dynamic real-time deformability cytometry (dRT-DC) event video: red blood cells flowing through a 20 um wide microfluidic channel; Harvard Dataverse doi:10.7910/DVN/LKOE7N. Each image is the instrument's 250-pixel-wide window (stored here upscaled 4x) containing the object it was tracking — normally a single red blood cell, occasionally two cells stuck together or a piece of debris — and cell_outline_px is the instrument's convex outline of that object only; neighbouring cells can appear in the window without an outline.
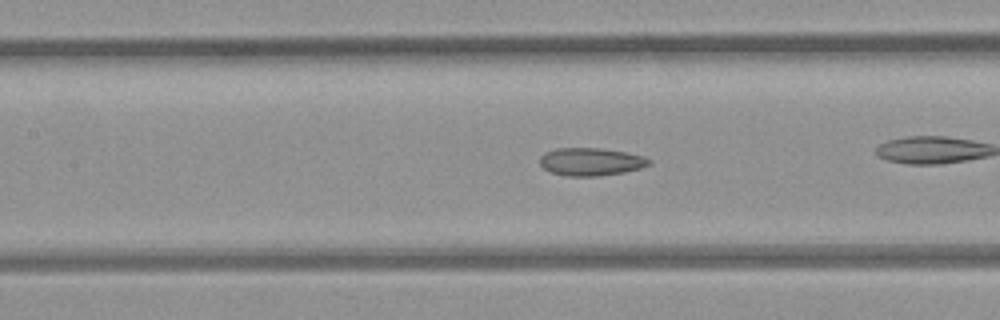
{"species": "common noctule bat (a hibernating species)", "species_latin": "Nyctalus noctula", "temperature_condition": "room temperature", "stored_images_in_passage": 43, "camera_frame_rate_fps": 3000, "um_per_image_px": 0.085, "animal": {"sex": "female", "body_mass_g": 21.9}, "frame": {"image": 1, "passage_image": 13, "time_ms": 4.0, "image_size_px": [1000, 320], "cell_outline_px": [[652, 164], [640, 168], [624, 172], [600, 176], [568, 176], [552, 172], [544, 168], [540, 164], [540, 156], [544, 152], [556, 148], [600, 148], [624, 152], [644, 156], [652, 160]], "centroid_in_image_um": [50.24, 13.74], "position_along_channel_um": 157.2, "area_um2": 17.74}, "authors_computed_cell_mechanics": {"area_um2": 18.5538, "velocity_mm_per_s": 3.8998, "shape_relaxation_time_tau1_ms": null, "shape_relaxation_time_tau2_ms": 3.5086, "deformation_change_tau1": null, "deformation_change_tau2": 0.0889}}